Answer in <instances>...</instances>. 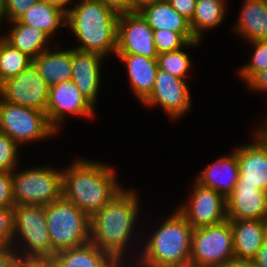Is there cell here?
<instances>
[{
    "label": "cell",
    "instance_id": "30",
    "mask_svg": "<svg viewBox=\"0 0 267 267\" xmlns=\"http://www.w3.org/2000/svg\"><path fill=\"white\" fill-rule=\"evenodd\" d=\"M183 48L176 51L159 53L157 56L158 68L167 71L169 74L186 80L191 68V58Z\"/></svg>",
    "mask_w": 267,
    "mask_h": 267
},
{
    "label": "cell",
    "instance_id": "34",
    "mask_svg": "<svg viewBox=\"0 0 267 267\" xmlns=\"http://www.w3.org/2000/svg\"><path fill=\"white\" fill-rule=\"evenodd\" d=\"M13 208H0V245H12L14 233Z\"/></svg>",
    "mask_w": 267,
    "mask_h": 267
},
{
    "label": "cell",
    "instance_id": "39",
    "mask_svg": "<svg viewBox=\"0 0 267 267\" xmlns=\"http://www.w3.org/2000/svg\"><path fill=\"white\" fill-rule=\"evenodd\" d=\"M255 267H267V237L264 239L263 244L259 248L257 254L252 259Z\"/></svg>",
    "mask_w": 267,
    "mask_h": 267
},
{
    "label": "cell",
    "instance_id": "8",
    "mask_svg": "<svg viewBox=\"0 0 267 267\" xmlns=\"http://www.w3.org/2000/svg\"><path fill=\"white\" fill-rule=\"evenodd\" d=\"M232 259L234 244L230 220L193 230L189 267H217Z\"/></svg>",
    "mask_w": 267,
    "mask_h": 267
},
{
    "label": "cell",
    "instance_id": "20",
    "mask_svg": "<svg viewBox=\"0 0 267 267\" xmlns=\"http://www.w3.org/2000/svg\"><path fill=\"white\" fill-rule=\"evenodd\" d=\"M125 63L129 85L134 95L142 103L153 91L158 68L157 59H149L138 54H115Z\"/></svg>",
    "mask_w": 267,
    "mask_h": 267
},
{
    "label": "cell",
    "instance_id": "7",
    "mask_svg": "<svg viewBox=\"0 0 267 267\" xmlns=\"http://www.w3.org/2000/svg\"><path fill=\"white\" fill-rule=\"evenodd\" d=\"M12 171L13 203L45 206L62 197V171L52 166Z\"/></svg>",
    "mask_w": 267,
    "mask_h": 267
},
{
    "label": "cell",
    "instance_id": "2",
    "mask_svg": "<svg viewBox=\"0 0 267 267\" xmlns=\"http://www.w3.org/2000/svg\"><path fill=\"white\" fill-rule=\"evenodd\" d=\"M62 171V197L89 217L106 206L123 188L114 168L105 163L76 158Z\"/></svg>",
    "mask_w": 267,
    "mask_h": 267
},
{
    "label": "cell",
    "instance_id": "14",
    "mask_svg": "<svg viewBox=\"0 0 267 267\" xmlns=\"http://www.w3.org/2000/svg\"><path fill=\"white\" fill-rule=\"evenodd\" d=\"M194 183L189 201L182 203L177 210L193 229L224 222L227 219L226 198L196 181Z\"/></svg>",
    "mask_w": 267,
    "mask_h": 267
},
{
    "label": "cell",
    "instance_id": "11",
    "mask_svg": "<svg viewBox=\"0 0 267 267\" xmlns=\"http://www.w3.org/2000/svg\"><path fill=\"white\" fill-rule=\"evenodd\" d=\"M253 131V141L234 149L239 166L235 185H254L267 192V122Z\"/></svg>",
    "mask_w": 267,
    "mask_h": 267
},
{
    "label": "cell",
    "instance_id": "43",
    "mask_svg": "<svg viewBox=\"0 0 267 267\" xmlns=\"http://www.w3.org/2000/svg\"><path fill=\"white\" fill-rule=\"evenodd\" d=\"M217 267H255L252 261L232 259L222 263Z\"/></svg>",
    "mask_w": 267,
    "mask_h": 267
},
{
    "label": "cell",
    "instance_id": "44",
    "mask_svg": "<svg viewBox=\"0 0 267 267\" xmlns=\"http://www.w3.org/2000/svg\"><path fill=\"white\" fill-rule=\"evenodd\" d=\"M37 1L42 2V3L52 4L57 7H61L67 12L68 8L66 6L67 4L71 3V1L73 0H37Z\"/></svg>",
    "mask_w": 267,
    "mask_h": 267
},
{
    "label": "cell",
    "instance_id": "1",
    "mask_svg": "<svg viewBox=\"0 0 267 267\" xmlns=\"http://www.w3.org/2000/svg\"><path fill=\"white\" fill-rule=\"evenodd\" d=\"M137 195L135 190L123 188L90 217V242L124 266H129L128 263L126 265L125 254L130 248L128 244L132 241L140 213Z\"/></svg>",
    "mask_w": 267,
    "mask_h": 267
},
{
    "label": "cell",
    "instance_id": "9",
    "mask_svg": "<svg viewBox=\"0 0 267 267\" xmlns=\"http://www.w3.org/2000/svg\"><path fill=\"white\" fill-rule=\"evenodd\" d=\"M0 131L18 145L45 140L58 132L49 124L46 113L0 99Z\"/></svg>",
    "mask_w": 267,
    "mask_h": 267
},
{
    "label": "cell",
    "instance_id": "40",
    "mask_svg": "<svg viewBox=\"0 0 267 267\" xmlns=\"http://www.w3.org/2000/svg\"><path fill=\"white\" fill-rule=\"evenodd\" d=\"M98 1L114 9L119 14L128 12V1L127 0H98Z\"/></svg>",
    "mask_w": 267,
    "mask_h": 267
},
{
    "label": "cell",
    "instance_id": "37",
    "mask_svg": "<svg viewBox=\"0 0 267 267\" xmlns=\"http://www.w3.org/2000/svg\"><path fill=\"white\" fill-rule=\"evenodd\" d=\"M246 85L252 91H264L267 93V69L255 73L247 82Z\"/></svg>",
    "mask_w": 267,
    "mask_h": 267
},
{
    "label": "cell",
    "instance_id": "6",
    "mask_svg": "<svg viewBox=\"0 0 267 267\" xmlns=\"http://www.w3.org/2000/svg\"><path fill=\"white\" fill-rule=\"evenodd\" d=\"M52 257L60 251L90 242V217L61 197L44 206Z\"/></svg>",
    "mask_w": 267,
    "mask_h": 267
},
{
    "label": "cell",
    "instance_id": "18",
    "mask_svg": "<svg viewBox=\"0 0 267 267\" xmlns=\"http://www.w3.org/2000/svg\"><path fill=\"white\" fill-rule=\"evenodd\" d=\"M233 231L234 259L248 260L257 254L267 237V221L228 219Z\"/></svg>",
    "mask_w": 267,
    "mask_h": 267
},
{
    "label": "cell",
    "instance_id": "38",
    "mask_svg": "<svg viewBox=\"0 0 267 267\" xmlns=\"http://www.w3.org/2000/svg\"><path fill=\"white\" fill-rule=\"evenodd\" d=\"M17 262L14 248L11 245H0V267H15Z\"/></svg>",
    "mask_w": 267,
    "mask_h": 267
},
{
    "label": "cell",
    "instance_id": "27",
    "mask_svg": "<svg viewBox=\"0 0 267 267\" xmlns=\"http://www.w3.org/2000/svg\"><path fill=\"white\" fill-rule=\"evenodd\" d=\"M226 0H196V8L190 22L194 37L202 41L207 30L220 26L226 15Z\"/></svg>",
    "mask_w": 267,
    "mask_h": 267
},
{
    "label": "cell",
    "instance_id": "19",
    "mask_svg": "<svg viewBox=\"0 0 267 267\" xmlns=\"http://www.w3.org/2000/svg\"><path fill=\"white\" fill-rule=\"evenodd\" d=\"M238 178V159L233 150L229 155L222 156L206 166L194 180L227 198L232 193Z\"/></svg>",
    "mask_w": 267,
    "mask_h": 267
},
{
    "label": "cell",
    "instance_id": "41",
    "mask_svg": "<svg viewBox=\"0 0 267 267\" xmlns=\"http://www.w3.org/2000/svg\"><path fill=\"white\" fill-rule=\"evenodd\" d=\"M15 267H53L51 261L18 260Z\"/></svg>",
    "mask_w": 267,
    "mask_h": 267
},
{
    "label": "cell",
    "instance_id": "45",
    "mask_svg": "<svg viewBox=\"0 0 267 267\" xmlns=\"http://www.w3.org/2000/svg\"><path fill=\"white\" fill-rule=\"evenodd\" d=\"M3 18H4L3 0H0V27L2 26L1 23L4 22Z\"/></svg>",
    "mask_w": 267,
    "mask_h": 267
},
{
    "label": "cell",
    "instance_id": "10",
    "mask_svg": "<svg viewBox=\"0 0 267 267\" xmlns=\"http://www.w3.org/2000/svg\"><path fill=\"white\" fill-rule=\"evenodd\" d=\"M49 89L32 63L24 71L0 83V99L46 112Z\"/></svg>",
    "mask_w": 267,
    "mask_h": 267
},
{
    "label": "cell",
    "instance_id": "24",
    "mask_svg": "<svg viewBox=\"0 0 267 267\" xmlns=\"http://www.w3.org/2000/svg\"><path fill=\"white\" fill-rule=\"evenodd\" d=\"M8 23L11 24L12 28L10 26L9 33L2 34L1 37L32 59L49 48L47 42L49 43L51 38L42 30L22 24L18 20Z\"/></svg>",
    "mask_w": 267,
    "mask_h": 267
},
{
    "label": "cell",
    "instance_id": "17",
    "mask_svg": "<svg viewBox=\"0 0 267 267\" xmlns=\"http://www.w3.org/2000/svg\"><path fill=\"white\" fill-rule=\"evenodd\" d=\"M103 56L72 48V77L81 94L94 106L97 104Z\"/></svg>",
    "mask_w": 267,
    "mask_h": 267
},
{
    "label": "cell",
    "instance_id": "3",
    "mask_svg": "<svg viewBox=\"0 0 267 267\" xmlns=\"http://www.w3.org/2000/svg\"><path fill=\"white\" fill-rule=\"evenodd\" d=\"M68 7L66 26L80 45L76 50L102 55L116 53L119 13L98 0H79Z\"/></svg>",
    "mask_w": 267,
    "mask_h": 267
},
{
    "label": "cell",
    "instance_id": "5",
    "mask_svg": "<svg viewBox=\"0 0 267 267\" xmlns=\"http://www.w3.org/2000/svg\"><path fill=\"white\" fill-rule=\"evenodd\" d=\"M13 211L14 233L11 246L16 251L18 260L50 261L52 243L44 206L18 205Z\"/></svg>",
    "mask_w": 267,
    "mask_h": 267
},
{
    "label": "cell",
    "instance_id": "22",
    "mask_svg": "<svg viewBox=\"0 0 267 267\" xmlns=\"http://www.w3.org/2000/svg\"><path fill=\"white\" fill-rule=\"evenodd\" d=\"M53 267H119L109 254L91 242L57 252L50 260Z\"/></svg>",
    "mask_w": 267,
    "mask_h": 267
},
{
    "label": "cell",
    "instance_id": "4",
    "mask_svg": "<svg viewBox=\"0 0 267 267\" xmlns=\"http://www.w3.org/2000/svg\"><path fill=\"white\" fill-rule=\"evenodd\" d=\"M160 224L138 251L133 267H189L191 224L177 209Z\"/></svg>",
    "mask_w": 267,
    "mask_h": 267
},
{
    "label": "cell",
    "instance_id": "23",
    "mask_svg": "<svg viewBox=\"0 0 267 267\" xmlns=\"http://www.w3.org/2000/svg\"><path fill=\"white\" fill-rule=\"evenodd\" d=\"M51 49L48 48L33 59V64L49 86L71 80L72 77V48Z\"/></svg>",
    "mask_w": 267,
    "mask_h": 267
},
{
    "label": "cell",
    "instance_id": "42",
    "mask_svg": "<svg viewBox=\"0 0 267 267\" xmlns=\"http://www.w3.org/2000/svg\"><path fill=\"white\" fill-rule=\"evenodd\" d=\"M128 12H139L143 7L157 1V0H127Z\"/></svg>",
    "mask_w": 267,
    "mask_h": 267
},
{
    "label": "cell",
    "instance_id": "26",
    "mask_svg": "<svg viewBox=\"0 0 267 267\" xmlns=\"http://www.w3.org/2000/svg\"><path fill=\"white\" fill-rule=\"evenodd\" d=\"M66 18L67 12L63 8L37 1L18 21L36 27L52 38L61 25L67 27Z\"/></svg>",
    "mask_w": 267,
    "mask_h": 267
},
{
    "label": "cell",
    "instance_id": "25",
    "mask_svg": "<svg viewBox=\"0 0 267 267\" xmlns=\"http://www.w3.org/2000/svg\"><path fill=\"white\" fill-rule=\"evenodd\" d=\"M139 13L153 30L192 32L189 20L180 15L167 0H157L143 7Z\"/></svg>",
    "mask_w": 267,
    "mask_h": 267
},
{
    "label": "cell",
    "instance_id": "32",
    "mask_svg": "<svg viewBox=\"0 0 267 267\" xmlns=\"http://www.w3.org/2000/svg\"><path fill=\"white\" fill-rule=\"evenodd\" d=\"M18 149L19 145L0 131V171L12 172L17 168Z\"/></svg>",
    "mask_w": 267,
    "mask_h": 267
},
{
    "label": "cell",
    "instance_id": "21",
    "mask_svg": "<svg viewBox=\"0 0 267 267\" xmlns=\"http://www.w3.org/2000/svg\"><path fill=\"white\" fill-rule=\"evenodd\" d=\"M239 19L232 31L244 37L247 42L267 40L266 0H244Z\"/></svg>",
    "mask_w": 267,
    "mask_h": 267
},
{
    "label": "cell",
    "instance_id": "31",
    "mask_svg": "<svg viewBox=\"0 0 267 267\" xmlns=\"http://www.w3.org/2000/svg\"><path fill=\"white\" fill-rule=\"evenodd\" d=\"M254 48L250 61L239 70V77L243 78L245 83L257 72L267 69V40L250 41Z\"/></svg>",
    "mask_w": 267,
    "mask_h": 267
},
{
    "label": "cell",
    "instance_id": "35",
    "mask_svg": "<svg viewBox=\"0 0 267 267\" xmlns=\"http://www.w3.org/2000/svg\"><path fill=\"white\" fill-rule=\"evenodd\" d=\"M12 172L0 171V208H14Z\"/></svg>",
    "mask_w": 267,
    "mask_h": 267
},
{
    "label": "cell",
    "instance_id": "16",
    "mask_svg": "<svg viewBox=\"0 0 267 267\" xmlns=\"http://www.w3.org/2000/svg\"><path fill=\"white\" fill-rule=\"evenodd\" d=\"M227 219L267 221V192L254 185H235L226 198Z\"/></svg>",
    "mask_w": 267,
    "mask_h": 267
},
{
    "label": "cell",
    "instance_id": "12",
    "mask_svg": "<svg viewBox=\"0 0 267 267\" xmlns=\"http://www.w3.org/2000/svg\"><path fill=\"white\" fill-rule=\"evenodd\" d=\"M189 91L186 80L158 69L153 91L142 104L148 107L158 105L170 119H179L190 111L192 102Z\"/></svg>",
    "mask_w": 267,
    "mask_h": 267
},
{
    "label": "cell",
    "instance_id": "28",
    "mask_svg": "<svg viewBox=\"0 0 267 267\" xmlns=\"http://www.w3.org/2000/svg\"><path fill=\"white\" fill-rule=\"evenodd\" d=\"M32 63L31 57L0 38V83L16 76Z\"/></svg>",
    "mask_w": 267,
    "mask_h": 267
},
{
    "label": "cell",
    "instance_id": "29",
    "mask_svg": "<svg viewBox=\"0 0 267 267\" xmlns=\"http://www.w3.org/2000/svg\"><path fill=\"white\" fill-rule=\"evenodd\" d=\"M154 45L157 53L176 51L183 47H196L199 45L192 32H172L170 30H153Z\"/></svg>",
    "mask_w": 267,
    "mask_h": 267
},
{
    "label": "cell",
    "instance_id": "13",
    "mask_svg": "<svg viewBox=\"0 0 267 267\" xmlns=\"http://www.w3.org/2000/svg\"><path fill=\"white\" fill-rule=\"evenodd\" d=\"M95 110L72 80L50 86L45 113L49 124L57 132L68 115L92 118L95 117Z\"/></svg>",
    "mask_w": 267,
    "mask_h": 267
},
{
    "label": "cell",
    "instance_id": "33",
    "mask_svg": "<svg viewBox=\"0 0 267 267\" xmlns=\"http://www.w3.org/2000/svg\"><path fill=\"white\" fill-rule=\"evenodd\" d=\"M37 0H3L4 19L7 22L18 20Z\"/></svg>",
    "mask_w": 267,
    "mask_h": 267
},
{
    "label": "cell",
    "instance_id": "15",
    "mask_svg": "<svg viewBox=\"0 0 267 267\" xmlns=\"http://www.w3.org/2000/svg\"><path fill=\"white\" fill-rule=\"evenodd\" d=\"M115 54H138L157 59L153 29L139 12L119 14Z\"/></svg>",
    "mask_w": 267,
    "mask_h": 267
},
{
    "label": "cell",
    "instance_id": "36",
    "mask_svg": "<svg viewBox=\"0 0 267 267\" xmlns=\"http://www.w3.org/2000/svg\"><path fill=\"white\" fill-rule=\"evenodd\" d=\"M169 4L182 16H184L187 20H191L195 8H196V0H167Z\"/></svg>",
    "mask_w": 267,
    "mask_h": 267
}]
</instances>
